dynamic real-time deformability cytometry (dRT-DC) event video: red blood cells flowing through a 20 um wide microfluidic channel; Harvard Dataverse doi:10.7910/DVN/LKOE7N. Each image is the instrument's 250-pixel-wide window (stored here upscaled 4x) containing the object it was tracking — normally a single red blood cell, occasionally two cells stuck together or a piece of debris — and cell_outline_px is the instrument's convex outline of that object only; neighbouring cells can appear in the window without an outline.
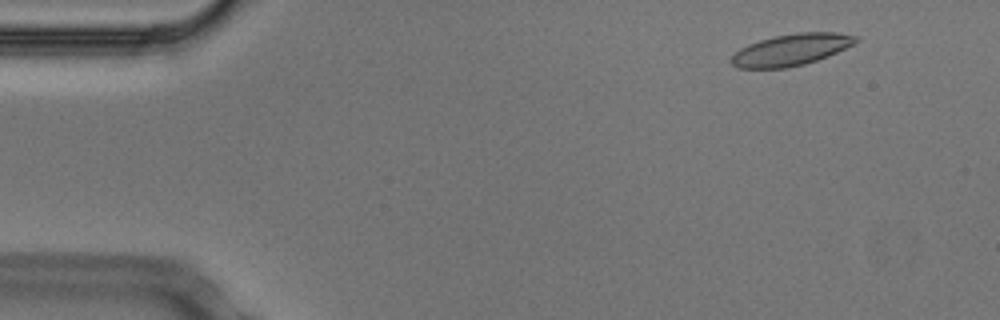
{"species": "Egyptian fruit bat (a non-hibernating species)", "species_latin": "Rousettus aegyptiacus", "temperature_condition": "cold", "stored_images_in_passage": 53, "camera_frame_rate_fps": 3000, "um_per_image_px": 0.085, "animal": {"sex": "male"}, "frame": {"image": 1, "passage_image": 5, "time_ms": 1.333, "image_size_px": [1000, 320], "cell_outline_px": [[860, 40], [828, 56], [804, 64], [788, 68], [736, 68], [728, 60], [740, 48], [748, 44], [772, 36], [796, 32], [836, 32], [856, 36]], "centroid_in_image_um": [67.2, 4.22], "position_along_channel_um": 17.8, "area_um2": 22.95}}
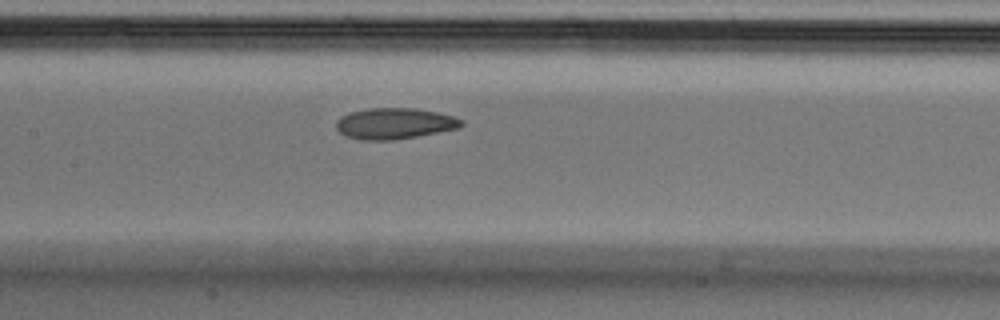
{"frame": {"image": 2, "passage_image": 25, "time_ms": 8.0, "image_size_px": [1000, 320], "cell_outline_px": [[464, 124], [460, 128], [416, 136], [392, 140], [360, 140], [344, 136], [336, 128], [336, 120], [340, 116], [348, 112], [368, 108], [416, 108], [436, 112], [452, 116], [464, 120]], "centroid_in_image_um": [33.5, 10.49], "position_along_channel_um": 173.9, "area_um2": 22.83}}
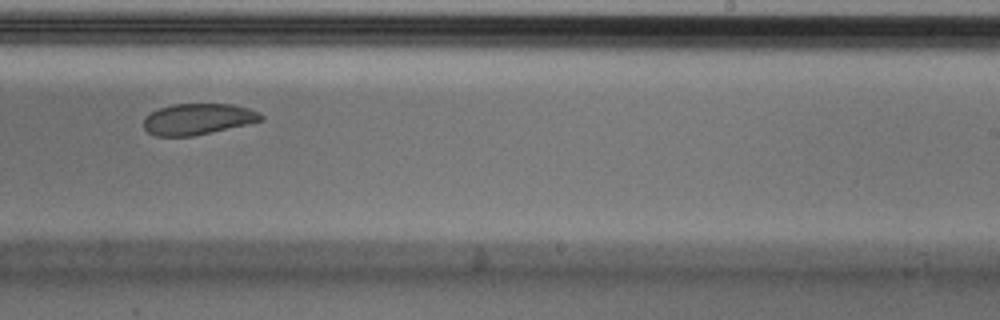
{"frame": {"image": 3, "passage_image": 33, "time_ms": 10.667, "image_size_px": [1000, 320], "cell_outline_px": [[264, 120], [248, 124], [192, 136], [156, 136], [148, 132], [144, 128], [144, 116], [160, 108], [172, 104], [232, 104], [248, 108], [264, 116]], "centroid_in_image_um": [16.81, 10.12], "position_along_channel_um": 272.2, "area_um2": 21.15}, "authors_computed_cell_mechanics": {"area_um2": 22.9466, "velocity_mm_per_s": 3.7021, "shape_relaxation_time_tau1_ms": 6.5252, "shape_relaxation_time_tau2_ms": 1.4386, "deformation_change_tau1": 0.1314, "deformation_change_tau2": 0.0566}}